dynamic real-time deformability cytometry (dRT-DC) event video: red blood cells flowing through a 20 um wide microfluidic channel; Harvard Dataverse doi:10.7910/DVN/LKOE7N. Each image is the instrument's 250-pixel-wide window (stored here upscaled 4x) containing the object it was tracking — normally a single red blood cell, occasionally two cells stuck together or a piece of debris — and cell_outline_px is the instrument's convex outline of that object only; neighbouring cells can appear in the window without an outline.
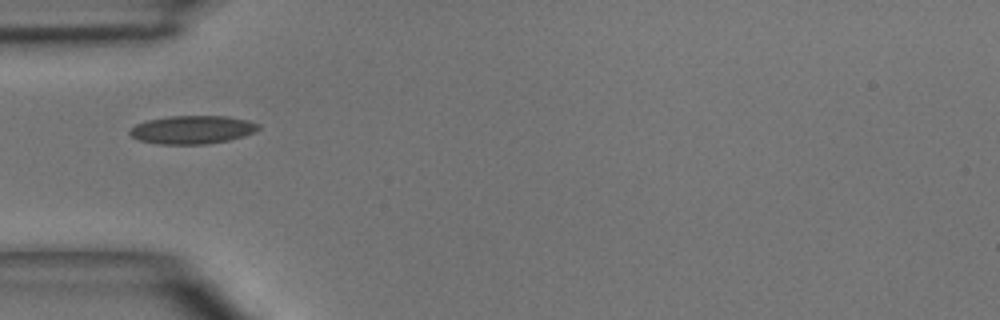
{"species": "common noctule bat (a hibernating species)", "species_latin": "Nyctalus noctula", "temperature_condition": "room temperature", "stored_images_in_passage": 2, "camera_frame_rate_fps": 3000, "um_per_image_px": 0.085, "animal": {"sex": "male", "body_mass_g": 15.6}, "frame": {"image": 1, "passage_image": 1, "time_ms": 0.0, "image_size_px": [1000, 320], "cell_outline_px": [[260, 128], [244, 136], [228, 140], [208, 144], [160, 144], [140, 140], [132, 136], [128, 132], [136, 124], [148, 120], [168, 116], [228, 116], [248, 120], [260, 124]], "centroid_in_image_um": [16.37, 11.02], "position_along_channel_um": 68.6, "area_um2": 21.1}}
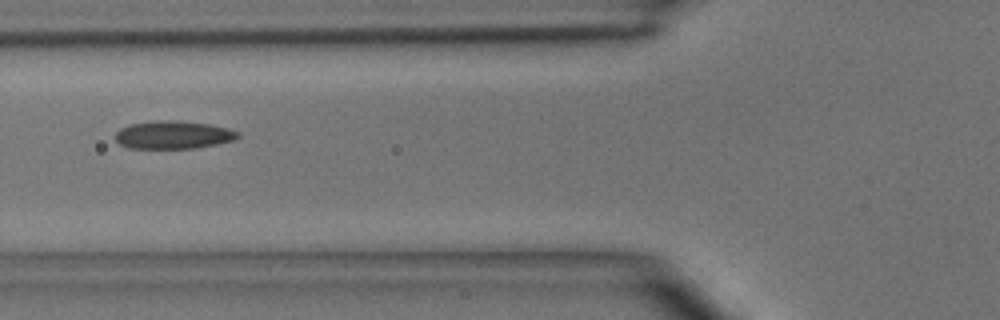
{"frame": {"image": 2, "passage_image": 2, "time_ms": 1.0, "image_size_px": [1000, 320], "cell_outline_px": [[240, 136], [236, 140], [196, 148], [128, 148], [120, 144], [116, 140], [116, 132], [120, 128], [128, 124], [152, 120], [180, 120], [208, 124], [228, 128], [240, 132]], "centroid_in_image_um": [14.73, 11.45], "position_along_channel_um": 111.1, "area_um2": 20.23}}